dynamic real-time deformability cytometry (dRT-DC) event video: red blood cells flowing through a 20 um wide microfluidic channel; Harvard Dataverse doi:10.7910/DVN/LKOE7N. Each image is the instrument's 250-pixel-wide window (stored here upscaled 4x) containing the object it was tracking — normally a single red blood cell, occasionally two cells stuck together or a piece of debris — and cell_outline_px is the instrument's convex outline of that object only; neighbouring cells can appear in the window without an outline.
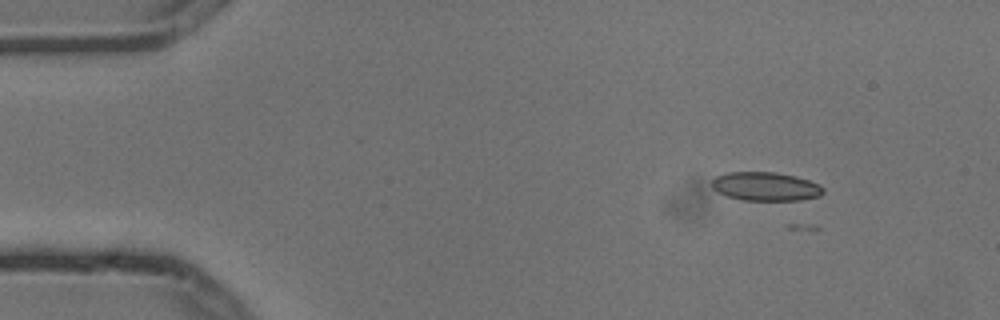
{"species": "common noctule bat (a hibernating species)", "species_latin": "Nyctalus noctula", "temperature_condition": "cold", "stored_images_in_passage": 5, "camera_frame_rate_fps": 3000, "um_per_image_px": 0.085, "animal": {"sex": "male", "body_mass_g": 13.3}, "frame": {"image": 1, "passage_image": 2, "time_ms": 0.333, "image_size_px": [1000, 320], "cell_outline_px": [[824, 192], [820, 196], [800, 200], [740, 200], [728, 196], [712, 188], [712, 180], [716, 176], [728, 172], [776, 172], [796, 176], [820, 184], [824, 188]], "centroid_in_image_um": [65.1, 15.84], "position_along_channel_um": 19.9, "area_um2": 18.67}}